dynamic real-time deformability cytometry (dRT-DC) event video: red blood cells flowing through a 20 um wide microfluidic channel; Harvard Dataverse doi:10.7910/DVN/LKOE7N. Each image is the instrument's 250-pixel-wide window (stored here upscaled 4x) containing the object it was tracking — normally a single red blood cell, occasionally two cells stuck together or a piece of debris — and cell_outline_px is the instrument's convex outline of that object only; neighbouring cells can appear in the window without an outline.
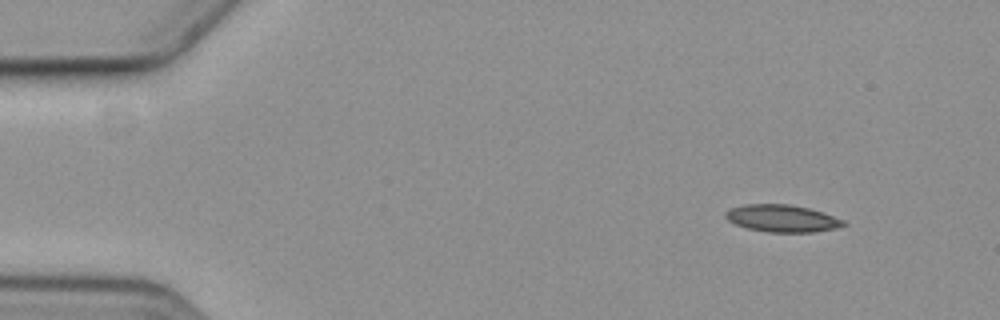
{"species": "common noctule bat (a hibernating species)", "species_latin": "Nyctalus noctula", "temperature_condition": "cold", "stored_images_in_passage": 5, "camera_frame_rate_fps": 3000, "um_per_image_px": 0.085, "animal": {"sex": "female", "body_mass_g": 19.3, "forearm_length_mm": 54.1}, "frame": {"image": 1, "passage_image": 1, "time_ms": 0.0, "image_size_px": [1000, 320], "cell_outline_px": [[848, 224], [836, 228], [812, 232], [768, 232], [748, 228], [736, 224], [728, 220], [724, 216], [724, 212], [732, 208], [744, 204], [788, 204], [808, 208], [844, 220]], "centroid_in_image_um": [66.46, 18.56], "position_along_channel_um": 18.5, "area_um2": 18.5}}
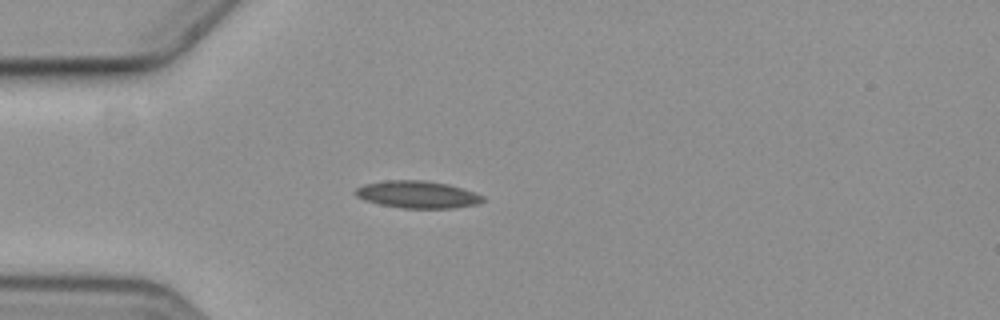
{"frame": {"image": 2, "passage_image": 4, "time_ms": 3.333, "image_size_px": [1000, 320], "cell_outline_px": [[484, 200], [480, 204], [452, 208], [400, 208], [380, 204], [364, 200], [356, 196], [352, 192], [356, 188], [364, 184], [388, 180], [424, 180], [448, 184], [484, 196]], "centroid_in_image_um": [35.45, 16.54], "position_along_channel_um": 49.5, "area_um2": 20.23}}